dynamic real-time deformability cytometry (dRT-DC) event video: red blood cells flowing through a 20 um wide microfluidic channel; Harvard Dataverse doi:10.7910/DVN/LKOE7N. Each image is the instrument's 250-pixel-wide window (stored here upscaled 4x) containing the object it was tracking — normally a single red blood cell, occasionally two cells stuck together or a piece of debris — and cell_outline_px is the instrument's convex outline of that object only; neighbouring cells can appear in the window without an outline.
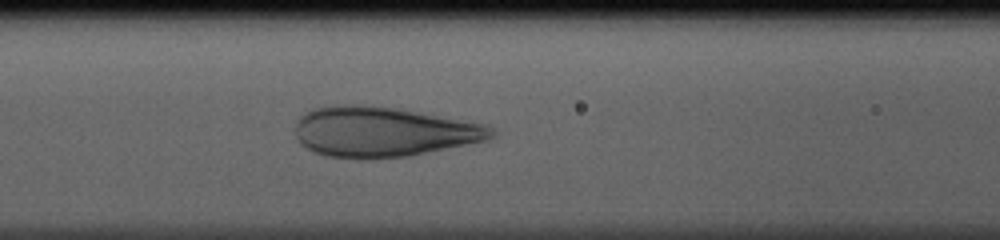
{"species": "human", "species_latin": "Homo sapiens", "temperature_condition": "cold", "stored_images_in_passage": 35, "camera_frame_rate_fps": 3000, "um_per_image_px": 0.085, "donor": {"sex": "male"}, "frame": {"image": 1, "passage_image": 15, "time_ms": 4.667, "image_size_px": [1000, 240], "cell_outline_px": [[496, 136], [488, 140], [408, 156], [360, 160], [324, 156], [300, 144], [296, 140], [296, 120], [300, 116], [312, 108], [392, 108], [416, 112], [484, 124], [496, 128]], "centroid_in_image_um": [32.6, 11.27], "position_along_channel_um": 134.0, "area_um2": 56.01}}
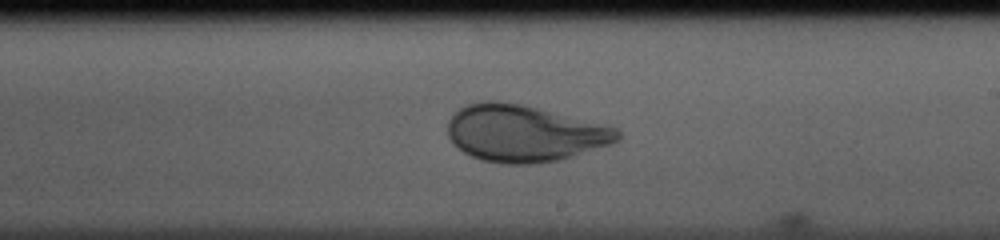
{"frame": {"image": 2, "passage_image": 23, "time_ms": 7.333, "image_size_px": [1000, 240], "cell_outline_px": [[620, 140], [612, 144], [560, 160], [536, 164], [500, 164], [480, 160], [464, 152], [448, 136], [448, 120], [460, 108], [468, 104], [484, 100], [492, 100], [520, 104], [616, 128], [620, 132]], "centroid_in_image_um": [44.55, 11.36], "position_along_channel_um": 244.5, "area_um2": 55.72}}
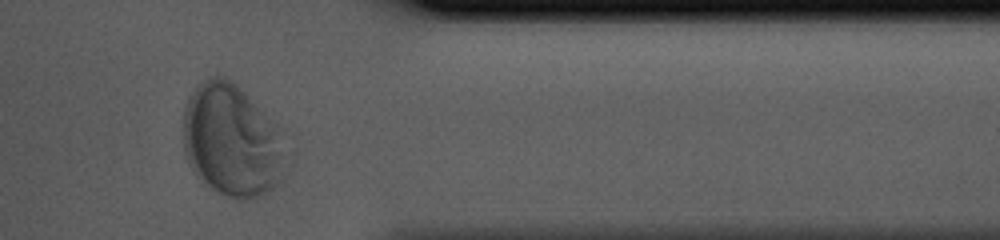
{"frame": {"image": 3, "passage_image": 34, "time_ms": 11.0, "image_size_px": [1000, 240], "cell_outline_px": [[284, 180], [260, 196], [248, 200], [236, 200], [200, 184], [188, 164], [184, 152], [184, 108], [188, 96], [196, 84], [200, 80], [208, 76], [224, 76], [232, 80], [284, 128]], "centroid_in_image_um": [19.72, 11.94], "position_along_channel_um": 391.7, "area_um2": 69.3}}